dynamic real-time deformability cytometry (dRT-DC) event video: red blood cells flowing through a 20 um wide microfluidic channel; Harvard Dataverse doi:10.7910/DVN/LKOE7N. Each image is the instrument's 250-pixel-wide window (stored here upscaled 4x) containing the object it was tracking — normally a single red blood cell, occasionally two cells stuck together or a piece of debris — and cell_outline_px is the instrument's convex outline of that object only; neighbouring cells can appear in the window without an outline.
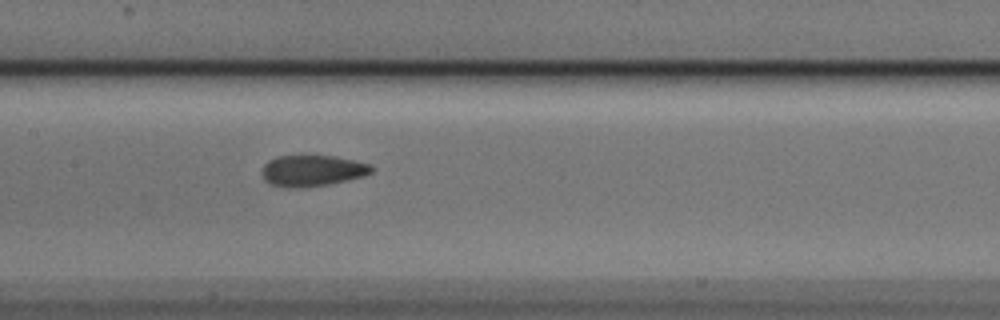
{"species": "Egyptian fruit bat (a non-hibernating species)", "species_latin": "Rousettus aegyptiacus", "temperature_condition": "cold", "stored_images_in_passage": 8, "camera_frame_rate_fps": 3000, "um_per_image_px": 0.085, "animal": {"sex": "male"}, "frame": {"image": 1, "passage_image": 8, "time_ms": 2.333, "image_size_px": [1000, 320], "cell_outline_px": [[376, 168], [372, 172], [364, 176], [328, 184], [300, 188], [288, 188], [272, 184], [264, 180], [264, 164], [268, 160], [276, 156], [336, 156], [372, 164]], "centroid_in_image_um": [26.6, 14.5], "position_along_channel_um": 180.8, "area_um2": 19.88}}